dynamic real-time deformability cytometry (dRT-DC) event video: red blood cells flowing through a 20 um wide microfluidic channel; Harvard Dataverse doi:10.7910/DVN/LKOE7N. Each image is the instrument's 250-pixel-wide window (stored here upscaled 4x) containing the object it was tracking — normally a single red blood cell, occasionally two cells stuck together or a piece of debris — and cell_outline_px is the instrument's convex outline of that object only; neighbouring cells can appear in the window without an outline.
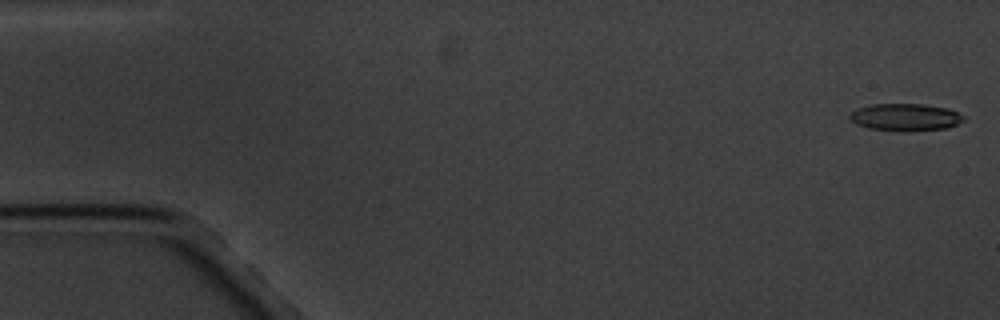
{"species": "common noctule bat (a hibernating species)", "species_latin": "Nyctalus noctula", "temperature_condition": "cold", "stored_images_in_passage": 6, "segment_of_instrument_passage": [1, 2], "camera_frame_rate_fps": 3000, "um_per_image_px": 0.085, "animal": {"sex": "male", "body_mass_g": 20.1, "forearm_length_mm": 53.5}, "frame": {"image": 1, "passage_image": 1, "time_ms": 0.0, "image_size_px": [1000, 320], "cell_outline_px": [[968, 120], [944, 128], [912, 132], [868, 128], [856, 124], [848, 116], [856, 108], [872, 104], [924, 104], [948, 108], [964, 116]], "centroid_in_image_um": [76.97, 9.96], "position_along_channel_um": 8.0, "area_um2": 18.21}}